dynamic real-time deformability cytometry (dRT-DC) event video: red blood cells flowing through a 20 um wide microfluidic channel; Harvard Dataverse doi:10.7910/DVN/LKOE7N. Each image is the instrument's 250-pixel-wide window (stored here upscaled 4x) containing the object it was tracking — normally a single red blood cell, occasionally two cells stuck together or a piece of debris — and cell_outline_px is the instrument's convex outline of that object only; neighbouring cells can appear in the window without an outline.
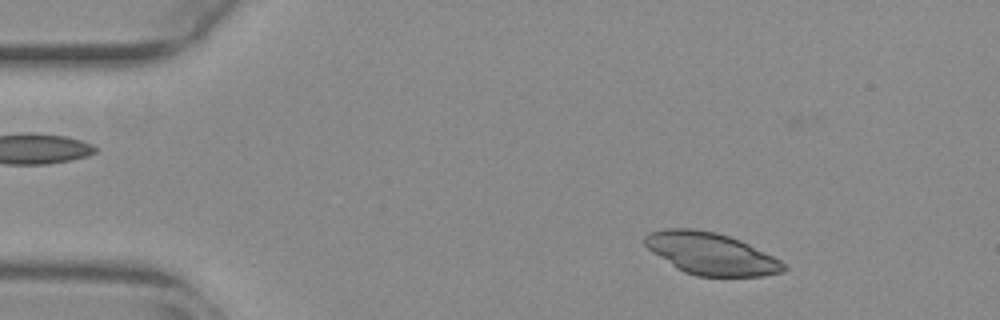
{"species": "common noctule bat (a hibernating species)", "species_latin": "Nyctalus noctula", "temperature_condition": "warm", "stored_images_in_passage": 52, "camera_frame_rate_fps": 3000, "um_per_image_px": 0.085, "animal": {"sex": "female", "body_mass_g": 29.2, "forearm_length_mm": 56.3}, "frame": {"image": 1, "passage_image": 6, "time_ms": 1.667, "image_size_px": [1000, 320], "cell_outline_px": [[788, 268], [784, 272], [764, 276], [696, 276], [684, 272], [676, 268], [652, 252], [644, 244], [644, 236], [648, 232], [664, 228], [692, 228], [716, 232], [740, 240], [780, 260]], "centroid_in_image_um": [60.4, 21.56], "position_along_channel_um": 24.6, "area_um2": 33.99}}